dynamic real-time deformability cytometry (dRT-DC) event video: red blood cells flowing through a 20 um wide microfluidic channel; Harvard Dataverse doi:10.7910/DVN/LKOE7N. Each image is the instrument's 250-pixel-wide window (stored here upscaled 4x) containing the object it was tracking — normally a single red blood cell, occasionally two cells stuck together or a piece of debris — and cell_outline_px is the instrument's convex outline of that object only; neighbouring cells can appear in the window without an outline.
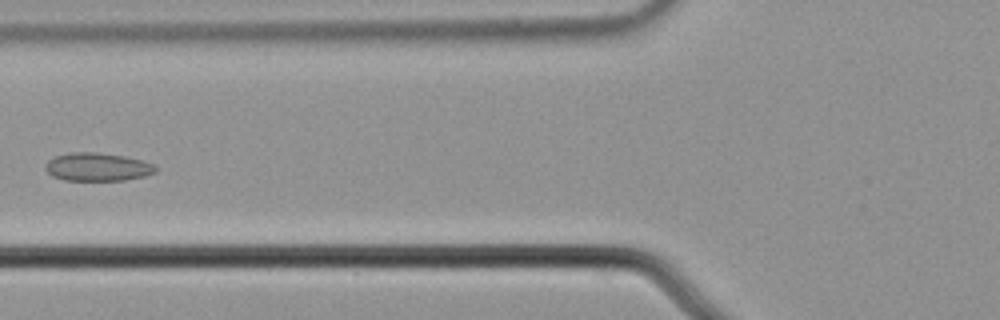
{"species": "common noctule bat (a hibernating species)", "species_latin": "Nyctalus noctula", "temperature_condition": "cold", "stored_images_in_passage": 7, "camera_frame_rate_fps": 3000, "um_per_image_px": 0.085, "animal": {"sex": "male", "body_mass_g": 21.5, "forearm_length_mm": 52.0}, "frame": {"image": 1, "passage_image": 7, "time_ms": 2.0, "image_size_px": [1000, 320], "cell_outline_px": [[156, 172], [144, 176], [124, 180], [64, 180], [52, 176], [44, 168], [44, 164], [48, 160], [56, 156], [68, 152], [92, 152], [124, 156], [144, 160], [152, 164], [156, 168]], "centroid_in_image_um": [8.25, 14.18], "position_along_channel_um": 117.5, "area_um2": 18.09}}